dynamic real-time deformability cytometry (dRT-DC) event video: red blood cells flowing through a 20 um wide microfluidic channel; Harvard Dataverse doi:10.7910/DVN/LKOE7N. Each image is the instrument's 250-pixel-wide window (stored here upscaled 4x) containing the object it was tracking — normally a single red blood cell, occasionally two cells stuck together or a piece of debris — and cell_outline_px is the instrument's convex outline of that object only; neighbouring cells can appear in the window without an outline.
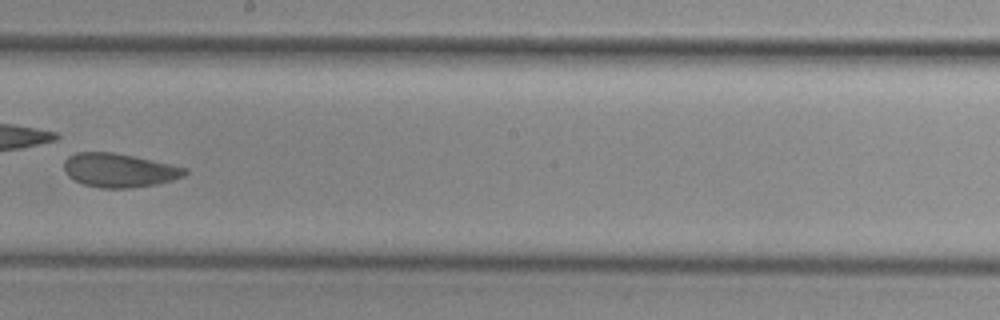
{"species": "common noctule bat (a hibernating species)", "species_latin": "Nyctalus noctula", "temperature_condition": "cold", "stored_images_in_passage": 9, "camera_frame_rate_fps": 3000, "um_per_image_px": 0.085, "animal": {"sex": "female", "body_mass_g": 29.2, "forearm_length_mm": 56.3}, "frame": {"image": 1, "passage_image": 8, "time_ms": 8.333, "image_size_px": [1000, 320], "cell_outline_px": [[188, 172], [184, 176], [172, 180], [156, 184], [132, 188], [100, 188], [84, 184], [68, 176], [64, 172], [64, 160], [68, 156], [76, 152], [112, 152], [152, 160], [188, 168]], "centroid_in_image_um": [10.12, 14.47], "position_along_channel_um": 238.1, "area_um2": 23.81}}
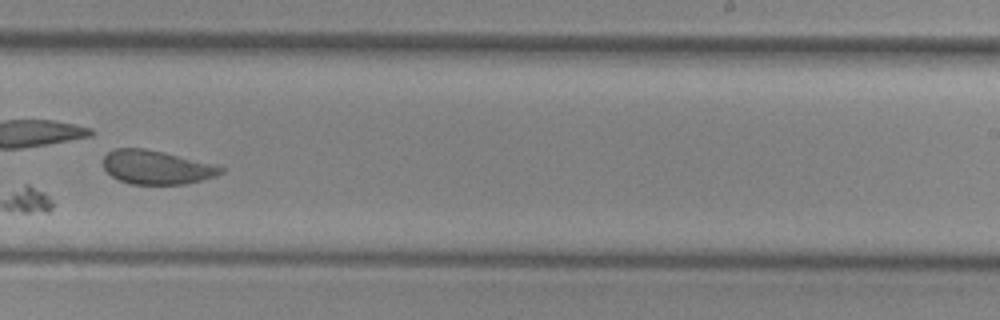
{"frame": {"image": 2, "passage_image": 9, "time_ms": 9.333, "image_size_px": [1000, 320], "cell_outline_px": [[224, 172], [216, 176], [184, 184], [128, 184], [112, 176], [104, 168], [104, 156], [108, 152], [116, 148], [144, 148], [164, 152], [216, 164], [224, 168]], "centroid_in_image_um": [13.33, 14.21], "position_along_channel_um": 275.7, "area_um2": 23.18}}